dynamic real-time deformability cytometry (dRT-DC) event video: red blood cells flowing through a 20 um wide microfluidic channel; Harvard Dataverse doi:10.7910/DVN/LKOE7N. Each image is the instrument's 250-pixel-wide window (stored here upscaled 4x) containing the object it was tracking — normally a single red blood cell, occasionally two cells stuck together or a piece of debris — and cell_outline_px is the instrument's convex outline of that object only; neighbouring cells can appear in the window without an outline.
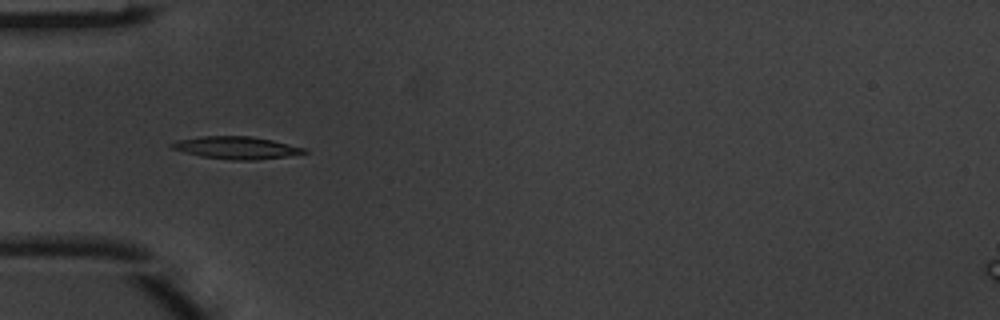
{"species": "common noctule bat (a hibernating species)", "species_latin": "Nyctalus noctula", "temperature_condition": "warm", "stored_images_in_passage": 2, "camera_frame_rate_fps": 3000, "um_per_image_px": 0.085, "animal": {"sex": "male", "body_mass_g": 20.1, "forearm_length_mm": 53.5}, "frame": {"image": 1, "passage_image": 1, "time_ms": 0.0, "image_size_px": [1000, 320], "cell_outline_px": [[308, 152], [288, 156], [256, 160], [228, 160], [200, 156], [184, 152], [172, 148], [168, 144], [176, 140], [200, 136], [252, 136], [272, 140], [304, 148]], "centroid_in_image_um": [20.04, 12.56], "position_along_channel_um": 65.0, "area_um2": 17.34}}